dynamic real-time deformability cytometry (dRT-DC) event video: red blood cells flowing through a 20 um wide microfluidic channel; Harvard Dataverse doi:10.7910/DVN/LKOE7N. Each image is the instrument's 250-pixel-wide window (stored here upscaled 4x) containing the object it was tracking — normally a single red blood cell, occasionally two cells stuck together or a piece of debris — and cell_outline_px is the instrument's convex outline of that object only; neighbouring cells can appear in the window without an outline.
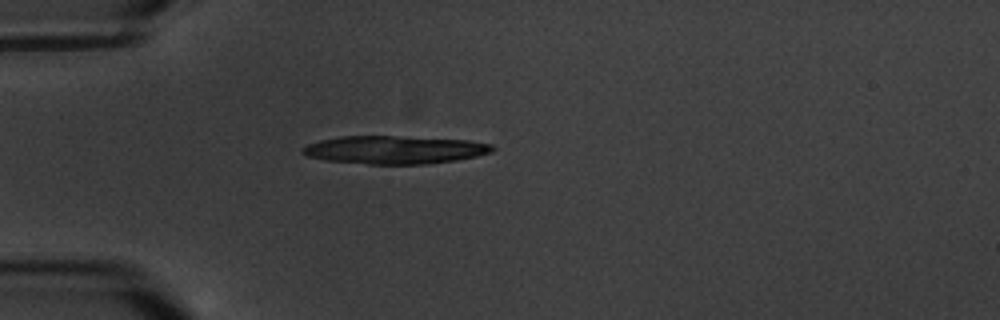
{"species": "common noctule bat (a hibernating species)", "species_latin": "Nyctalus noctula", "temperature_condition": "warm", "stored_images_in_passage": 2, "camera_frame_rate_fps": 3000, "um_per_image_px": 0.085, "animal": {"sex": "male", "body_mass_g": 20.1, "forearm_length_mm": 53.5}, "frame": {"image": 1, "passage_image": 1, "time_ms": 0.0, "image_size_px": [1000, 320], "cell_outline_px": [[496, 148], [492, 152], [476, 156], [456, 160], [428, 164], [368, 164], [324, 160], [308, 156], [300, 152], [300, 148], [308, 144], [320, 140], [340, 136], [396, 136], [468, 140], [492, 144]], "centroid_in_image_um": [33.52, 12.73], "position_along_channel_um": 51.5, "area_um2": 31.15}}